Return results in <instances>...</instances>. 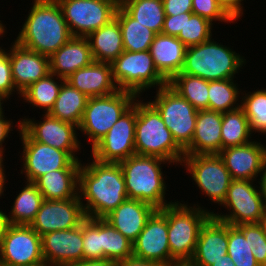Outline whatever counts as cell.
Listing matches in <instances>:
<instances>
[{"label":"cell","mask_w":266,"mask_h":266,"mask_svg":"<svg viewBox=\"0 0 266 266\" xmlns=\"http://www.w3.org/2000/svg\"><path fill=\"white\" fill-rule=\"evenodd\" d=\"M26 186L17 194L9 215H4L7 224L30 225L38 213L44 200L42 194L33 182H26Z\"/></svg>","instance_id":"32"},{"label":"cell","mask_w":266,"mask_h":266,"mask_svg":"<svg viewBox=\"0 0 266 266\" xmlns=\"http://www.w3.org/2000/svg\"><path fill=\"white\" fill-rule=\"evenodd\" d=\"M16 87L12 78L9 50L0 47V96L6 100L13 94Z\"/></svg>","instance_id":"45"},{"label":"cell","mask_w":266,"mask_h":266,"mask_svg":"<svg viewBox=\"0 0 266 266\" xmlns=\"http://www.w3.org/2000/svg\"><path fill=\"white\" fill-rule=\"evenodd\" d=\"M231 48L209 39L187 47L181 73L207 81L232 79L245 66L246 59Z\"/></svg>","instance_id":"5"},{"label":"cell","mask_w":266,"mask_h":266,"mask_svg":"<svg viewBox=\"0 0 266 266\" xmlns=\"http://www.w3.org/2000/svg\"><path fill=\"white\" fill-rule=\"evenodd\" d=\"M34 184L45 200L79 198V169H59L40 176Z\"/></svg>","instance_id":"28"},{"label":"cell","mask_w":266,"mask_h":266,"mask_svg":"<svg viewBox=\"0 0 266 266\" xmlns=\"http://www.w3.org/2000/svg\"><path fill=\"white\" fill-rule=\"evenodd\" d=\"M135 151L137 155L154 156L169 164L183 165L184 150L174 140L158 110L148 101L137 100Z\"/></svg>","instance_id":"3"},{"label":"cell","mask_w":266,"mask_h":266,"mask_svg":"<svg viewBox=\"0 0 266 266\" xmlns=\"http://www.w3.org/2000/svg\"><path fill=\"white\" fill-rule=\"evenodd\" d=\"M5 28H6V27L3 26V24H2V22H1V20H0V36H1V35L3 36L4 33L6 32V31H5Z\"/></svg>","instance_id":"56"},{"label":"cell","mask_w":266,"mask_h":266,"mask_svg":"<svg viewBox=\"0 0 266 266\" xmlns=\"http://www.w3.org/2000/svg\"><path fill=\"white\" fill-rule=\"evenodd\" d=\"M17 130L22 140L23 167L21 174L25 173L27 182H35L40 176L59 169H80L81 160L76 152L62 151L49 145L34 141L22 128L21 120L17 122Z\"/></svg>","instance_id":"10"},{"label":"cell","mask_w":266,"mask_h":266,"mask_svg":"<svg viewBox=\"0 0 266 266\" xmlns=\"http://www.w3.org/2000/svg\"><path fill=\"white\" fill-rule=\"evenodd\" d=\"M228 224L210 216L202 225L190 266H211L227 255Z\"/></svg>","instance_id":"22"},{"label":"cell","mask_w":266,"mask_h":266,"mask_svg":"<svg viewBox=\"0 0 266 266\" xmlns=\"http://www.w3.org/2000/svg\"><path fill=\"white\" fill-rule=\"evenodd\" d=\"M155 210L146 202L126 199L104 219L133 243Z\"/></svg>","instance_id":"26"},{"label":"cell","mask_w":266,"mask_h":266,"mask_svg":"<svg viewBox=\"0 0 266 266\" xmlns=\"http://www.w3.org/2000/svg\"><path fill=\"white\" fill-rule=\"evenodd\" d=\"M185 13L174 16H165L162 34L170 36H178L181 30H184Z\"/></svg>","instance_id":"46"},{"label":"cell","mask_w":266,"mask_h":266,"mask_svg":"<svg viewBox=\"0 0 266 266\" xmlns=\"http://www.w3.org/2000/svg\"><path fill=\"white\" fill-rule=\"evenodd\" d=\"M179 201L167 205L168 242L171 265L189 263L195 252L202 225L212 215L205 207Z\"/></svg>","instance_id":"6"},{"label":"cell","mask_w":266,"mask_h":266,"mask_svg":"<svg viewBox=\"0 0 266 266\" xmlns=\"http://www.w3.org/2000/svg\"><path fill=\"white\" fill-rule=\"evenodd\" d=\"M253 182L252 180L232 179L222 204L228 208L230 214L212 212V216L231 226L260 223L266 204V186L265 182L258 181L259 190L253 186Z\"/></svg>","instance_id":"9"},{"label":"cell","mask_w":266,"mask_h":266,"mask_svg":"<svg viewBox=\"0 0 266 266\" xmlns=\"http://www.w3.org/2000/svg\"><path fill=\"white\" fill-rule=\"evenodd\" d=\"M119 4L155 34L161 33L165 20L162 0H119Z\"/></svg>","instance_id":"33"},{"label":"cell","mask_w":266,"mask_h":266,"mask_svg":"<svg viewBox=\"0 0 266 266\" xmlns=\"http://www.w3.org/2000/svg\"><path fill=\"white\" fill-rule=\"evenodd\" d=\"M132 246L134 256L171 266L167 206L152 213Z\"/></svg>","instance_id":"16"},{"label":"cell","mask_w":266,"mask_h":266,"mask_svg":"<svg viewBox=\"0 0 266 266\" xmlns=\"http://www.w3.org/2000/svg\"><path fill=\"white\" fill-rule=\"evenodd\" d=\"M156 92L155 100L149 102L158 110L174 140L184 150L194 136L198 110L168 84Z\"/></svg>","instance_id":"11"},{"label":"cell","mask_w":266,"mask_h":266,"mask_svg":"<svg viewBox=\"0 0 266 266\" xmlns=\"http://www.w3.org/2000/svg\"><path fill=\"white\" fill-rule=\"evenodd\" d=\"M211 266H235L234 262L231 260L229 254L222 256V259L216 261Z\"/></svg>","instance_id":"53"},{"label":"cell","mask_w":266,"mask_h":266,"mask_svg":"<svg viewBox=\"0 0 266 266\" xmlns=\"http://www.w3.org/2000/svg\"><path fill=\"white\" fill-rule=\"evenodd\" d=\"M165 16H176L181 13L193 12L192 0H162Z\"/></svg>","instance_id":"47"},{"label":"cell","mask_w":266,"mask_h":266,"mask_svg":"<svg viewBox=\"0 0 266 266\" xmlns=\"http://www.w3.org/2000/svg\"><path fill=\"white\" fill-rule=\"evenodd\" d=\"M55 79H59L60 82H57ZM64 81L65 79L57 77L50 72L42 79L32 83L21 93L20 98L23 97L25 102L32 104L33 107L36 106L45 109L44 111L46 112L44 113L47 114L54 106Z\"/></svg>","instance_id":"36"},{"label":"cell","mask_w":266,"mask_h":266,"mask_svg":"<svg viewBox=\"0 0 266 266\" xmlns=\"http://www.w3.org/2000/svg\"><path fill=\"white\" fill-rule=\"evenodd\" d=\"M86 38L94 61L112 63L124 51L122 32L116 18Z\"/></svg>","instance_id":"29"},{"label":"cell","mask_w":266,"mask_h":266,"mask_svg":"<svg viewBox=\"0 0 266 266\" xmlns=\"http://www.w3.org/2000/svg\"><path fill=\"white\" fill-rule=\"evenodd\" d=\"M16 37L21 46L50 57L71 37L57 0H34Z\"/></svg>","instance_id":"2"},{"label":"cell","mask_w":266,"mask_h":266,"mask_svg":"<svg viewBox=\"0 0 266 266\" xmlns=\"http://www.w3.org/2000/svg\"><path fill=\"white\" fill-rule=\"evenodd\" d=\"M166 162L169 163L162 158L137 154L119 162L128 199L146 202L155 209L174 203L165 200L167 186L161 164Z\"/></svg>","instance_id":"4"},{"label":"cell","mask_w":266,"mask_h":266,"mask_svg":"<svg viewBox=\"0 0 266 266\" xmlns=\"http://www.w3.org/2000/svg\"><path fill=\"white\" fill-rule=\"evenodd\" d=\"M90 163L80 166L78 195L86 217L105 218L128 199L123 171L119 163L95 158Z\"/></svg>","instance_id":"1"},{"label":"cell","mask_w":266,"mask_h":266,"mask_svg":"<svg viewBox=\"0 0 266 266\" xmlns=\"http://www.w3.org/2000/svg\"><path fill=\"white\" fill-rule=\"evenodd\" d=\"M227 254L230 255L235 266H260L244 234L236 226L229 224Z\"/></svg>","instance_id":"41"},{"label":"cell","mask_w":266,"mask_h":266,"mask_svg":"<svg viewBox=\"0 0 266 266\" xmlns=\"http://www.w3.org/2000/svg\"><path fill=\"white\" fill-rule=\"evenodd\" d=\"M115 18L119 21L122 32L123 48L129 52L148 51L155 33L141 23H138L120 4Z\"/></svg>","instance_id":"31"},{"label":"cell","mask_w":266,"mask_h":266,"mask_svg":"<svg viewBox=\"0 0 266 266\" xmlns=\"http://www.w3.org/2000/svg\"><path fill=\"white\" fill-rule=\"evenodd\" d=\"M83 260L102 259L101 218L87 217L82 222Z\"/></svg>","instance_id":"42"},{"label":"cell","mask_w":266,"mask_h":266,"mask_svg":"<svg viewBox=\"0 0 266 266\" xmlns=\"http://www.w3.org/2000/svg\"><path fill=\"white\" fill-rule=\"evenodd\" d=\"M182 163L203 194L222 205L232 181L222 158L218 154H185Z\"/></svg>","instance_id":"14"},{"label":"cell","mask_w":266,"mask_h":266,"mask_svg":"<svg viewBox=\"0 0 266 266\" xmlns=\"http://www.w3.org/2000/svg\"><path fill=\"white\" fill-rule=\"evenodd\" d=\"M88 98L84 93H81L68 82L64 81L54 106L48 114L78 127L82 120Z\"/></svg>","instance_id":"30"},{"label":"cell","mask_w":266,"mask_h":266,"mask_svg":"<svg viewBox=\"0 0 266 266\" xmlns=\"http://www.w3.org/2000/svg\"><path fill=\"white\" fill-rule=\"evenodd\" d=\"M232 79L208 81L209 110L220 113L236 110L239 105V88Z\"/></svg>","instance_id":"37"},{"label":"cell","mask_w":266,"mask_h":266,"mask_svg":"<svg viewBox=\"0 0 266 266\" xmlns=\"http://www.w3.org/2000/svg\"><path fill=\"white\" fill-rule=\"evenodd\" d=\"M3 159L4 158H1L0 157V197L3 195V193H4V185H5V181H6V175H5V170H4V163H3Z\"/></svg>","instance_id":"52"},{"label":"cell","mask_w":266,"mask_h":266,"mask_svg":"<svg viewBox=\"0 0 266 266\" xmlns=\"http://www.w3.org/2000/svg\"><path fill=\"white\" fill-rule=\"evenodd\" d=\"M4 215H5V213L1 209L0 210V244H1L2 231H3V228L6 224Z\"/></svg>","instance_id":"54"},{"label":"cell","mask_w":266,"mask_h":266,"mask_svg":"<svg viewBox=\"0 0 266 266\" xmlns=\"http://www.w3.org/2000/svg\"><path fill=\"white\" fill-rule=\"evenodd\" d=\"M94 61L90 44L86 37H71L62 47L49 57L50 72L66 79L80 68Z\"/></svg>","instance_id":"24"},{"label":"cell","mask_w":266,"mask_h":266,"mask_svg":"<svg viewBox=\"0 0 266 266\" xmlns=\"http://www.w3.org/2000/svg\"><path fill=\"white\" fill-rule=\"evenodd\" d=\"M212 25L209 20L193 12H187L184 30H181L177 38L187 47L201 44L212 38Z\"/></svg>","instance_id":"40"},{"label":"cell","mask_w":266,"mask_h":266,"mask_svg":"<svg viewBox=\"0 0 266 266\" xmlns=\"http://www.w3.org/2000/svg\"><path fill=\"white\" fill-rule=\"evenodd\" d=\"M86 215L80 198L43 200L30 226L40 235L79 226Z\"/></svg>","instance_id":"17"},{"label":"cell","mask_w":266,"mask_h":266,"mask_svg":"<svg viewBox=\"0 0 266 266\" xmlns=\"http://www.w3.org/2000/svg\"><path fill=\"white\" fill-rule=\"evenodd\" d=\"M116 266H164L158 262L144 260L134 255L129 256L126 259L120 260L116 263Z\"/></svg>","instance_id":"50"},{"label":"cell","mask_w":266,"mask_h":266,"mask_svg":"<svg viewBox=\"0 0 266 266\" xmlns=\"http://www.w3.org/2000/svg\"><path fill=\"white\" fill-rule=\"evenodd\" d=\"M101 247L102 259H109L115 263L133 255L132 242L104 218H101Z\"/></svg>","instance_id":"38"},{"label":"cell","mask_w":266,"mask_h":266,"mask_svg":"<svg viewBox=\"0 0 266 266\" xmlns=\"http://www.w3.org/2000/svg\"><path fill=\"white\" fill-rule=\"evenodd\" d=\"M168 85L196 110H209L207 80L180 72L168 82Z\"/></svg>","instance_id":"34"},{"label":"cell","mask_w":266,"mask_h":266,"mask_svg":"<svg viewBox=\"0 0 266 266\" xmlns=\"http://www.w3.org/2000/svg\"><path fill=\"white\" fill-rule=\"evenodd\" d=\"M171 266H190L188 263H178L175 265H171Z\"/></svg>","instance_id":"57"},{"label":"cell","mask_w":266,"mask_h":266,"mask_svg":"<svg viewBox=\"0 0 266 266\" xmlns=\"http://www.w3.org/2000/svg\"><path fill=\"white\" fill-rule=\"evenodd\" d=\"M241 94L245 96L240 97L239 104L248 118L251 132L266 134V89Z\"/></svg>","instance_id":"39"},{"label":"cell","mask_w":266,"mask_h":266,"mask_svg":"<svg viewBox=\"0 0 266 266\" xmlns=\"http://www.w3.org/2000/svg\"><path fill=\"white\" fill-rule=\"evenodd\" d=\"M251 136L248 118L241 107L222 113V149L250 143Z\"/></svg>","instance_id":"35"},{"label":"cell","mask_w":266,"mask_h":266,"mask_svg":"<svg viewBox=\"0 0 266 266\" xmlns=\"http://www.w3.org/2000/svg\"><path fill=\"white\" fill-rule=\"evenodd\" d=\"M222 113L199 110L195 132L185 154H218L222 150Z\"/></svg>","instance_id":"25"},{"label":"cell","mask_w":266,"mask_h":266,"mask_svg":"<svg viewBox=\"0 0 266 266\" xmlns=\"http://www.w3.org/2000/svg\"><path fill=\"white\" fill-rule=\"evenodd\" d=\"M43 121L23 118L21 128L34 140L62 151H79L80 142L76 131L78 127L68 122L61 121L48 113ZM77 129V130H76Z\"/></svg>","instance_id":"19"},{"label":"cell","mask_w":266,"mask_h":266,"mask_svg":"<svg viewBox=\"0 0 266 266\" xmlns=\"http://www.w3.org/2000/svg\"><path fill=\"white\" fill-rule=\"evenodd\" d=\"M1 101H2V102H1ZM3 101H4V99L0 96V109L3 107V106H2Z\"/></svg>","instance_id":"58"},{"label":"cell","mask_w":266,"mask_h":266,"mask_svg":"<svg viewBox=\"0 0 266 266\" xmlns=\"http://www.w3.org/2000/svg\"><path fill=\"white\" fill-rule=\"evenodd\" d=\"M4 116L3 108L0 109V157L3 158V143L8 138V133H11L10 131H13L11 128H13L12 123L13 121L7 120V118Z\"/></svg>","instance_id":"49"},{"label":"cell","mask_w":266,"mask_h":266,"mask_svg":"<svg viewBox=\"0 0 266 266\" xmlns=\"http://www.w3.org/2000/svg\"><path fill=\"white\" fill-rule=\"evenodd\" d=\"M260 143L251 141L243 145L222 149L218 153L232 179L255 181L257 177L262 175L260 181L265 182L266 145Z\"/></svg>","instance_id":"18"},{"label":"cell","mask_w":266,"mask_h":266,"mask_svg":"<svg viewBox=\"0 0 266 266\" xmlns=\"http://www.w3.org/2000/svg\"><path fill=\"white\" fill-rule=\"evenodd\" d=\"M192 11L193 14L199 15L211 23L213 21L226 23L234 21L217 0H192Z\"/></svg>","instance_id":"44"},{"label":"cell","mask_w":266,"mask_h":266,"mask_svg":"<svg viewBox=\"0 0 266 266\" xmlns=\"http://www.w3.org/2000/svg\"><path fill=\"white\" fill-rule=\"evenodd\" d=\"M187 46L176 36L158 33L149 48L158 72L169 82L181 72Z\"/></svg>","instance_id":"27"},{"label":"cell","mask_w":266,"mask_h":266,"mask_svg":"<svg viewBox=\"0 0 266 266\" xmlns=\"http://www.w3.org/2000/svg\"><path fill=\"white\" fill-rule=\"evenodd\" d=\"M65 81L87 97L105 96L118 90L112 78L111 63L107 62L93 61L78 69Z\"/></svg>","instance_id":"23"},{"label":"cell","mask_w":266,"mask_h":266,"mask_svg":"<svg viewBox=\"0 0 266 266\" xmlns=\"http://www.w3.org/2000/svg\"><path fill=\"white\" fill-rule=\"evenodd\" d=\"M73 37H87L115 18L119 0H57Z\"/></svg>","instance_id":"13"},{"label":"cell","mask_w":266,"mask_h":266,"mask_svg":"<svg viewBox=\"0 0 266 266\" xmlns=\"http://www.w3.org/2000/svg\"><path fill=\"white\" fill-rule=\"evenodd\" d=\"M41 236L30 225L5 224L0 244V266H42Z\"/></svg>","instance_id":"12"},{"label":"cell","mask_w":266,"mask_h":266,"mask_svg":"<svg viewBox=\"0 0 266 266\" xmlns=\"http://www.w3.org/2000/svg\"><path fill=\"white\" fill-rule=\"evenodd\" d=\"M226 13L234 20L243 15V0H217ZM242 4V5H241Z\"/></svg>","instance_id":"48"},{"label":"cell","mask_w":266,"mask_h":266,"mask_svg":"<svg viewBox=\"0 0 266 266\" xmlns=\"http://www.w3.org/2000/svg\"><path fill=\"white\" fill-rule=\"evenodd\" d=\"M64 266H116V263L109 259L100 260H82L73 262Z\"/></svg>","instance_id":"51"},{"label":"cell","mask_w":266,"mask_h":266,"mask_svg":"<svg viewBox=\"0 0 266 266\" xmlns=\"http://www.w3.org/2000/svg\"><path fill=\"white\" fill-rule=\"evenodd\" d=\"M245 236L255 260L260 266H266V231L260 223L240 224L236 226Z\"/></svg>","instance_id":"43"},{"label":"cell","mask_w":266,"mask_h":266,"mask_svg":"<svg viewBox=\"0 0 266 266\" xmlns=\"http://www.w3.org/2000/svg\"><path fill=\"white\" fill-rule=\"evenodd\" d=\"M260 224L262 225L263 229L266 231V204L263 210V215Z\"/></svg>","instance_id":"55"},{"label":"cell","mask_w":266,"mask_h":266,"mask_svg":"<svg viewBox=\"0 0 266 266\" xmlns=\"http://www.w3.org/2000/svg\"><path fill=\"white\" fill-rule=\"evenodd\" d=\"M112 78L117 88L134 93L137 97L146 89L159 86L168 81L158 72L148 51L129 52L124 50L112 63Z\"/></svg>","instance_id":"7"},{"label":"cell","mask_w":266,"mask_h":266,"mask_svg":"<svg viewBox=\"0 0 266 266\" xmlns=\"http://www.w3.org/2000/svg\"><path fill=\"white\" fill-rule=\"evenodd\" d=\"M9 49L12 78L19 95L32 83L50 73L49 57L18 44Z\"/></svg>","instance_id":"21"},{"label":"cell","mask_w":266,"mask_h":266,"mask_svg":"<svg viewBox=\"0 0 266 266\" xmlns=\"http://www.w3.org/2000/svg\"><path fill=\"white\" fill-rule=\"evenodd\" d=\"M136 98L139 97L134 93L119 89L109 95L89 97L78 130L87 135L93 147L133 105Z\"/></svg>","instance_id":"8"},{"label":"cell","mask_w":266,"mask_h":266,"mask_svg":"<svg viewBox=\"0 0 266 266\" xmlns=\"http://www.w3.org/2000/svg\"><path fill=\"white\" fill-rule=\"evenodd\" d=\"M46 266H64L83 260L82 223L69 230L52 231L41 236Z\"/></svg>","instance_id":"20"},{"label":"cell","mask_w":266,"mask_h":266,"mask_svg":"<svg viewBox=\"0 0 266 266\" xmlns=\"http://www.w3.org/2000/svg\"><path fill=\"white\" fill-rule=\"evenodd\" d=\"M135 101L114 123L107 134L91 147V157L101 162L119 163L136 154L137 99Z\"/></svg>","instance_id":"15"}]
</instances>
